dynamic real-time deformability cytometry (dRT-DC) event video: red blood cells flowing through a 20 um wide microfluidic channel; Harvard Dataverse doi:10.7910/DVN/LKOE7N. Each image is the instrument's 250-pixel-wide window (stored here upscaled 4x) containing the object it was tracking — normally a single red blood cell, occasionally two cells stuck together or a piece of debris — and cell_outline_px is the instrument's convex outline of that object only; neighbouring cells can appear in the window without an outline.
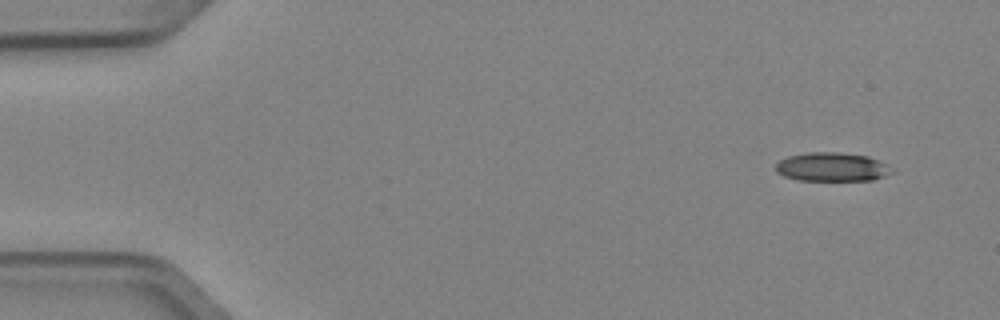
{"species": "Egyptian fruit bat (a non-hibernating species)", "species_latin": "Rousettus aegyptiacus", "temperature_condition": "cold", "stored_images_in_passage": 4, "camera_frame_rate_fps": 3000, "um_per_image_px": 0.085, "animal": {"sex": "female"}, "frame": {"image": 1, "passage_image": 1, "time_ms": 0.0, "image_size_px": [1000, 320], "cell_outline_px": [[896, 172], [872, 180], [796, 180], [784, 176], [776, 172], [776, 164], [780, 160], [788, 156], [808, 152], [836, 152], [868, 156], [888, 164], [896, 168]], "centroid_in_image_um": [70.77, 14.19], "position_along_channel_um": 14.2, "area_um2": 19.71}}
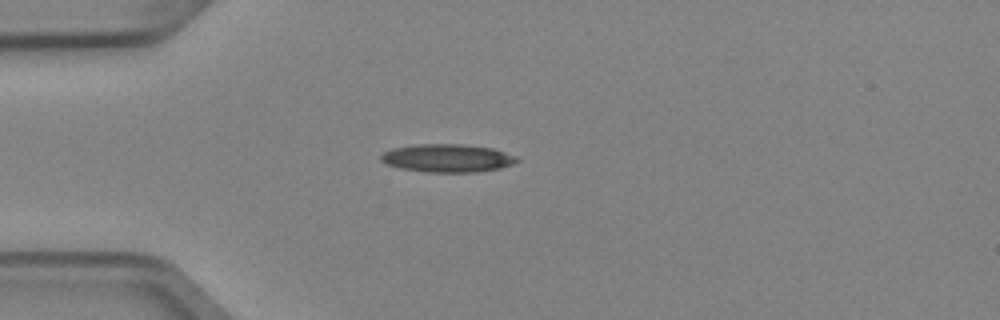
{"frame": {"image": 2, "passage_image": 4, "time_ms": 1.0, "image_size_px": [1000, 320], "cell_outline_px": [[520, 160], [512, 164], [500, 168], [476, 172], [424, 172], [400, 168], [388, 164], [380, 160], [380, 156], [384, 152], [392, 148], [416, 144], [460, 144], [492, 148], [516, 156]], "centroid_in_image_um": [38.02, 13.44], "position_along_channel_um": 47.0, "area_um2": 22.2}}